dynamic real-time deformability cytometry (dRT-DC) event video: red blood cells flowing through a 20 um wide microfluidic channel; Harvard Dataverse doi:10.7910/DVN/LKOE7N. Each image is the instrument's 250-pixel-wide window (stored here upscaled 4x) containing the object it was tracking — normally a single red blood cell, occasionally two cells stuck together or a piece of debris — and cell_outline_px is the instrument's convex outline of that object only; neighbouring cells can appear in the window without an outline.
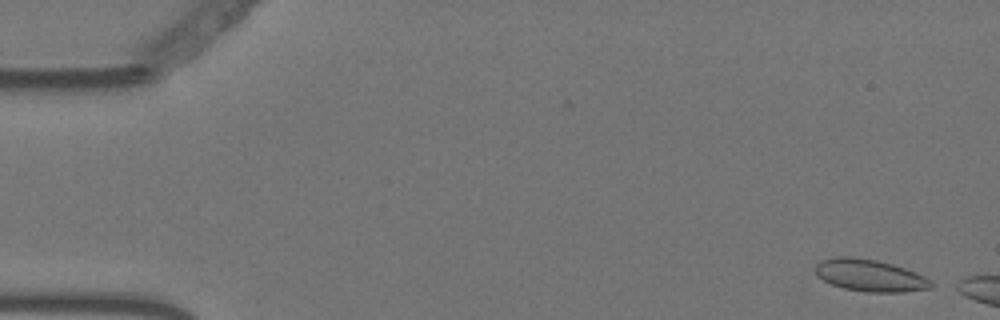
{"species": "Egyptian fruit bat (a non-hibernating species)", "species_latin": "Rousettus aegyptiacus", "temperature_condition": "warm", "stored_images_in_passage": 11, "camera_frame_rate_fps": 3000, "um_per_image_px": 0.085, "animal": {"sex": "female"}, "frame": {"image": 1, "passage_image": 2, "time_ms": 0.333, "image_size_px": [1000, 320], "cell_outline_px": [[936, 284], [932, 288], [904, 292], [868, 292], [844, 288], [832, 284], [816, 276], [812, 268], [820, 260], [836, 256], [848, 256], [876, 260], [892, 264], [916, 272], [924, 276]], "centroid_in_image_um": [73.92, 23.41], "position_along_channel_um": 11.1, "area_um2": 21.85}}